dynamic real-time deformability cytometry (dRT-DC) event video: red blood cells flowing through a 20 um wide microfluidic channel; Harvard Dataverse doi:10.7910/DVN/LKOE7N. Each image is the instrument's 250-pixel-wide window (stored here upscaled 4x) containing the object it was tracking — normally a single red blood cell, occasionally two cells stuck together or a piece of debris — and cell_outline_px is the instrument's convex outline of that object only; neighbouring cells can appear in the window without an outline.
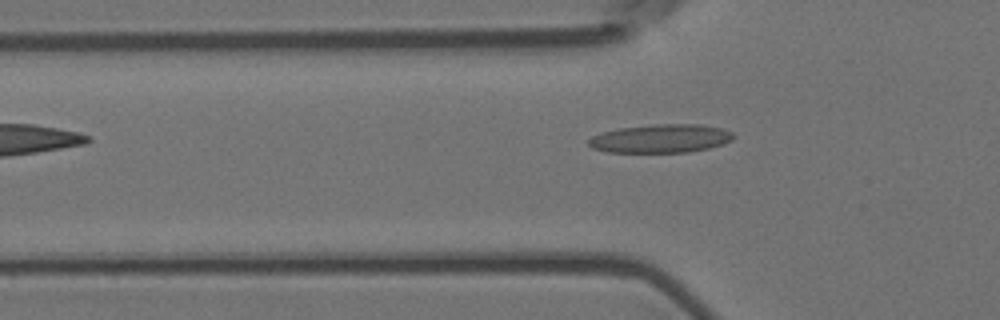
{"species": "Egyptian fruit bat (a non-hibernating species)", "species_latin": "Rousettus aegyptiacus", "temperature_condition": "room temperature", "stored_images_in_passage": 4, "camera_frame_rate_fps": 3000, "um_per_image_px": 0.085, "animal": {"sex": "female"}, "frame": {"image": 1, "passage_image": 4, "time_ms": 1.0, "image_size_px": [1000, 320], "cell_outline_px": [[736, 136], [732, 140], [724, 144], [708, 148], [688, 152], [608, 152], [592, 148], [588, 144], [588, 140], [592, 136], [604, 132], [620, 128], [652, 124], [700, 124], [720, 128], [732, 132]], "centroid_in_image_um": [56.19, 11.77], "position_along_channel_um": 69.6, "area_um2": 24.04}}